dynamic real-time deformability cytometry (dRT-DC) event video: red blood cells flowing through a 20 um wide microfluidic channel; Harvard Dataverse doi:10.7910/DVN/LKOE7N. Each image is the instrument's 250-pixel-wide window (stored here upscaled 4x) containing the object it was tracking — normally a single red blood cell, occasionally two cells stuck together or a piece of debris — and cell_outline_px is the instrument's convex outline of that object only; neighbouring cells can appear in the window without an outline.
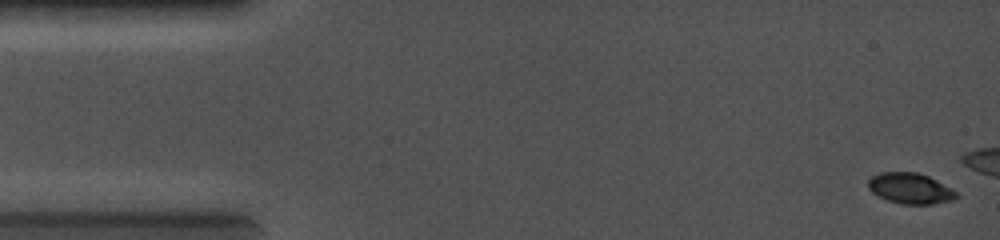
{"species": "common noctule bat (a hibernating species)", "species_latin": "Nyctalus noctula", "temperature_condition": "cold", "stored_images_in_passage": 9, "camera_frame_rate_fps": 5000, "um_per_image_px": 0.085, "animal": {"sex": "female", "body_mass_g": 19.0, "forearm_length_mm": 56.7}, "frame": {"image": 1, "passage_image": 1, "time_ms": 0.0, "image_size_px": [1000, 240], "cell_outline_px": [[960, 196], [952, 200], [932, 204], [900, 204], [888, 200], [872, 192], [868, 188], [868, 180], [872, 176], [880, 172], [916, 172], [928, 176], [936, 180], [956, 192]], "centroid_in_image_um": [77.36, 16.01], "position_along_channel_um": 7.6, "area_um2": 15.66}}